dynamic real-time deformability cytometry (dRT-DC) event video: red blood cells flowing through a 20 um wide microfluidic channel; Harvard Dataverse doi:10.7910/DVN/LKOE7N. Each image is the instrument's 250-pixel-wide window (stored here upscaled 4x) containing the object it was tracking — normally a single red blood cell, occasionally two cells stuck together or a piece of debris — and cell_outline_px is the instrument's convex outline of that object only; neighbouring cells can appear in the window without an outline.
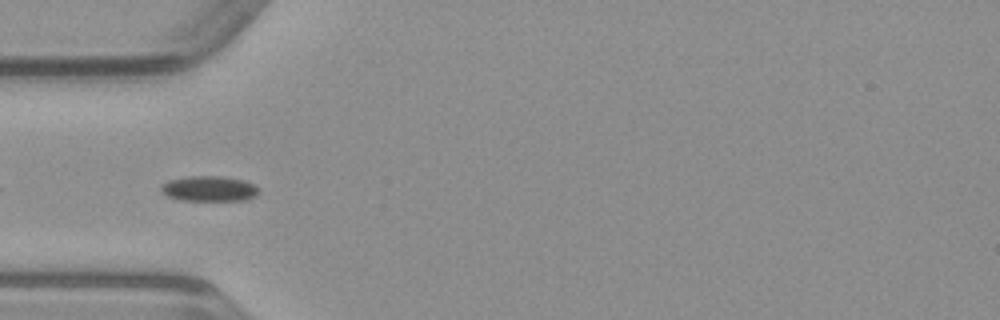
{"species": "common noctule bat (a hibernating species)", "species_latin": "Nyctalus noctula", "temperature_condition": "warm", "stored_images_in_passage": 26, "segment_of_instrument_passage": [2, 2], "camera_frame_rate_fps": 3000, "um_per_image_px": 0.085, "animal": {"sex": "male", "body_mass_g": 23.1, "forearm_length_mm": 52.7}, "frame": {"image": 1, "passage_image": 15, "time_ms": 4.667, "image_size_px": [1000, 320], "cell_outline_px": [[256, 196], [244, 200], [180, 200], [168, 196], [160, 192], [160, 184], [168, 180], [188, 176], [224, 176], [244, 180], [252, 184], [256, 188]], "centroid_in_image_um": [17.7, 16.02], "position_along_channel_um": 67.3, "area_um2": 14.39}}
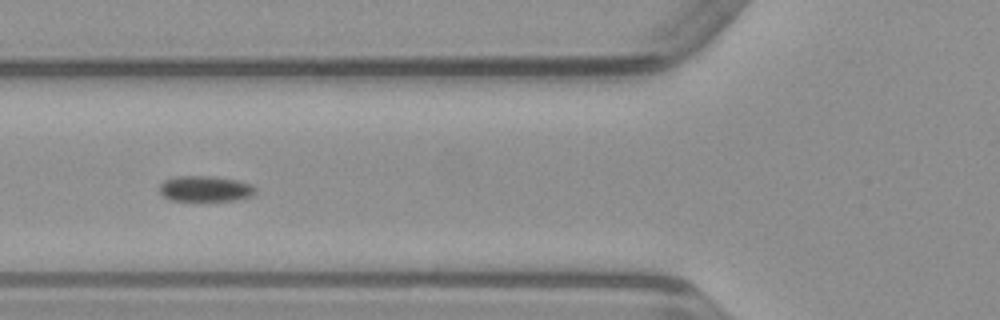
{"frame": {"image": 2, "passage_image": 18, "time_ms": 5.667, "image_size_px": [1000, 320], "cell_outline_px": [[256, 192], [252, 196], [236, 200], [172, 200], [164, 196], [160, 192], [160, 184], [164, 180], [176, 176], [212, 176], [236, 180], [252, 184], [256, 188]], "centroid_in_image_um": [17.47, 16.03], "position_along_channel_um": 108.3, "area_um2": 14.28}}
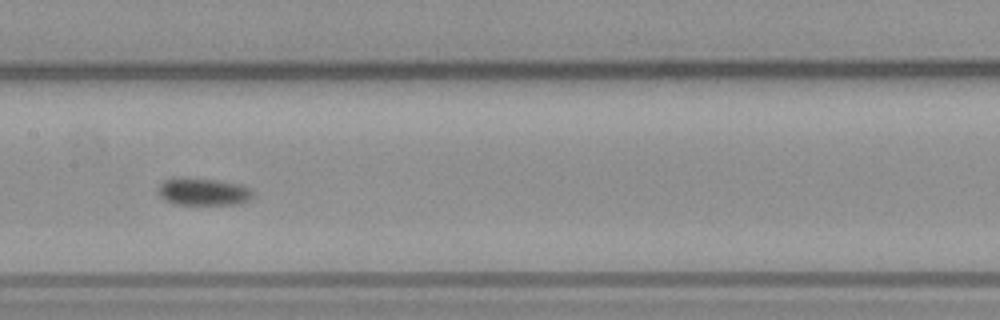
{"frame": {"image": 3, "passage_image": 24, "time_ms": 7.667, "image_size_px": [1000, 320], "cell_outline_px": [[252, 196], [248, 200], [240, 204], [176, 204], [164, 200], [160, 196], [156, 188], [164, 180], [172, 176], [184, 176], [216, 180], [236, 184], [248, 188], [252, 192]], "centroid_in_image_um": [17.17, 16.27], "position_along_channel_um": 190.2, "area_um2": 15.26}}